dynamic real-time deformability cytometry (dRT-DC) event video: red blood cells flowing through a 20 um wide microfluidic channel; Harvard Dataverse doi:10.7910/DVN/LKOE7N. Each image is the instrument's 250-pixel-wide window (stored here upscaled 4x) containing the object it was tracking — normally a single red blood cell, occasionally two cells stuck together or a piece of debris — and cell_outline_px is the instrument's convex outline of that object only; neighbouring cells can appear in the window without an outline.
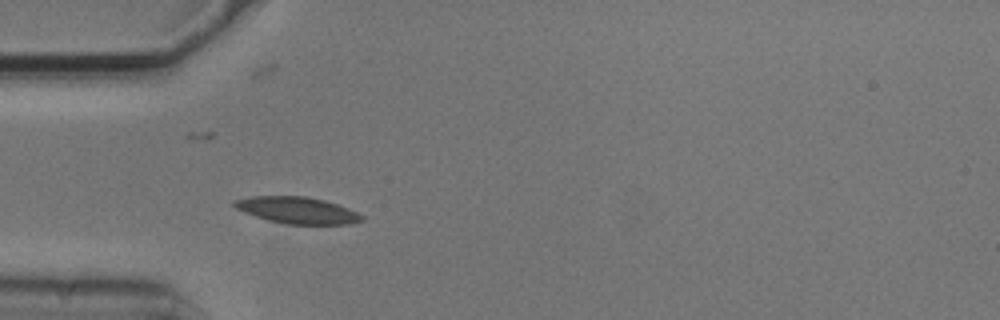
{"species": "common noctule bat (a hibernating species)", "species_latin": "Nyctalus noctula", "temperature_condition": "cold", "stored_images_in_passage": 10, "camera_frame_rate_fps": 3000, "um_per_image_px": 0.085, "animal": {"sex": "male", "body_mass_g": 20.5, "forearm_length_mm": 52.5}, "frame": {"image": 1, "passage_image": 4, "time_ms": 1.0, "image_size_px": [1000, 320], "cell_outline_px": [[364, 220], [352, 224], [288, 224], [268, 220], [244, 212], [236, 208], [232, 204], [232, 200], [248, 196], [304, 196], [324, 200], [348, 208], [364, 216]], "centroid_in_image_um": [25.25, 17.86], "position_along_channel_um": 59.7, "area_um2": 19.77}}
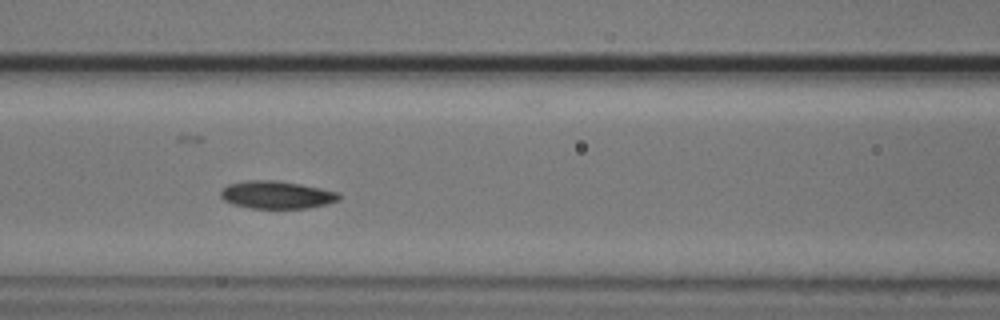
{"frame": {"image": 2, "passage_image": 6, "time_ms": 1.667, "image_size_px": [1000, 320], "cell_outline_px": [[340, 200], [308, 208], [248, 208], [232, 204], [224, 200], [220, 196], [220, 188], [228, 184], [248, 180], [276, 180], [300, 184], [320, 188], [336, 192], [340, 196]], "centroid_in_image_um": [23.45, 16.56], "position_along_channel_um": 143.2, "area_um2": 19.07}}
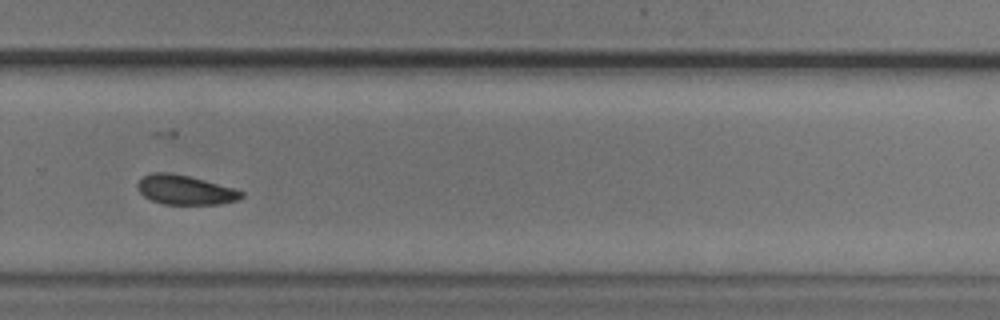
{"frame": {"image": 3, "passage_image": 10, "time_ms": 3.0, "image_size_px": [1000, 320], "cell_outline_px": [[244, 196], [236, 200], [220, 204], [164, 204], [152, 200], [144, 196], [136, 188], [136, 184], [144, 176], [152, 172], [168, 172], [188, 176], [204, 180], [232, 188], [244, 192]], "centroid_in_image_um": [15.71, 16.14], "position_along_channel_um": 314.1, "area_um2": 17.63}}